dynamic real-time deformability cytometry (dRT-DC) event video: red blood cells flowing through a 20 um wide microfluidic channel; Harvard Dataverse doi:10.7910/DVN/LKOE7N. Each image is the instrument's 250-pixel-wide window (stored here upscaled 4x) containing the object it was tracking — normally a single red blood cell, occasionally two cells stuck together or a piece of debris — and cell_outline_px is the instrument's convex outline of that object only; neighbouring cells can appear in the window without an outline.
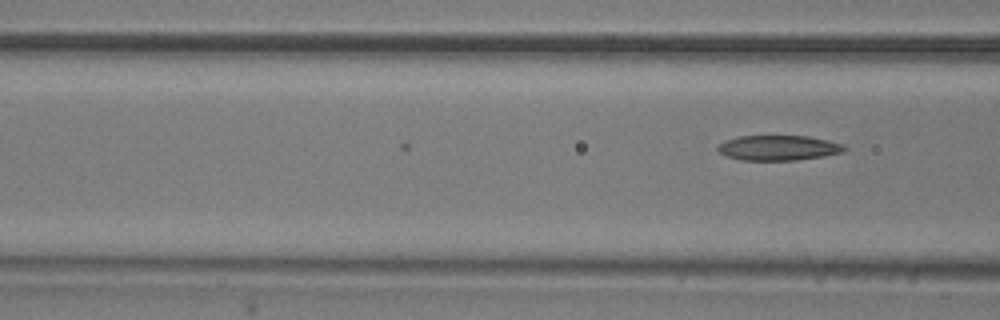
{"species": "common noctule bat (a hibernating species)", "species_latin": "Nyctalus noctula", "temperature_condition": "room temperature", "stored_images_in_passage": 5, "camera_frame_rate_fps": 3000, "um_per_image_px": 0.085, "animal": {"sex": "male", "body_mass_g": 20.5, "forearm_length_mm": 52.5}, "frame": {"image": 1, "passage_image": 5, "time_ms": 1.333, "image_size_px": [1000, 320], "cell_outline_px": [[848, 148], [844, 152], [824, 156], [796, 160], [740, 160], [728, 156], [720, 152], [716, 148], [724, 140], [740, 136], [808, 136], [828, 140], [844, 144]], "centroid_in_image_um": [66.21, 12.56], "position_along_channel_um": 100.4, "area_um2": 18.55}}